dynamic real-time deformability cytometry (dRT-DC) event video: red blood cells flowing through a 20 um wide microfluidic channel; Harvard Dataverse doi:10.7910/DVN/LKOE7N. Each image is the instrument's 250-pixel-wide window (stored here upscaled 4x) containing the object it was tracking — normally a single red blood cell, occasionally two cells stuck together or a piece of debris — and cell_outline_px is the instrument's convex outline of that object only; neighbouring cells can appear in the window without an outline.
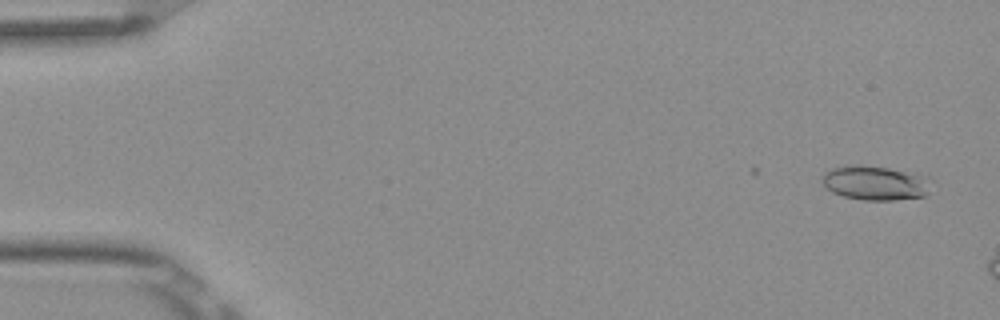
{"species": "Egyptian fruit bat (a non-hibernating species)", "species_latin": "Rousettus aegyptiacus", "temperature_condition": "room temperature", "stored_images_in_passage": 3, "camera_frame_rate_fps": 3000, "um_per_image_px": 0.085, "frame": {"image": 1, "passage_image": 1, "time_ms": 0.0, "image_size_px": [1000, 320], "cell_outline_px": [[928, 192], [924, 196], [896, 200], [864, 200], [844, 196], [832, 192], [820, 180], [820, 176], [824, 172], [832, 168], [848, 164], [856, 164], [888, 168], [928, 176]], "centroid_in_image_um": [74.33, 15.54], "position_along_channel_um": 10.7, "area_um2": 21.85}}